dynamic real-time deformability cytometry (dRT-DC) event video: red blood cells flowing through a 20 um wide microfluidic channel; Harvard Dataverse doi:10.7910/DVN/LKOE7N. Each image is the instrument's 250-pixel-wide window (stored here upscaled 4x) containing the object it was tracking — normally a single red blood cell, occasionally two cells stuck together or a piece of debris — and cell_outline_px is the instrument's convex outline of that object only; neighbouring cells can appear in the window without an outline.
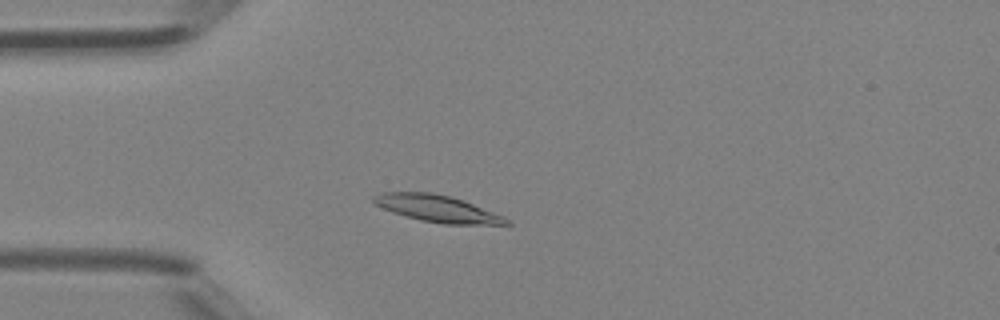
{"species": "Egyptian fruit bat (a non-hibernating species)", "species_latin": "Rousettus aegyptiacus", "temperature_condition": "room temperature", "stored_images_in_passage": 40, "camera_frame_rate_fps": 3000, "um_per_image_px": 0.085, "animal": {"sex": "female"}, "frame": {"image": 1, "passage_image": 5, "time_ms": 1.333, "image_size_px": [1000, 320], "cell_outline_px": [[512, 224], [444, 224], [420, 220], [404, 216], [392, 212], [376, 204], [372, 200], [372, 196], [380, 192], [432, 192], [464, 200], [504, 216], [512, 220]], "centroid_in_image_um": [37.18, 17.73], "position_along_channel_um": 47.8, "area_um2": 20.81}}
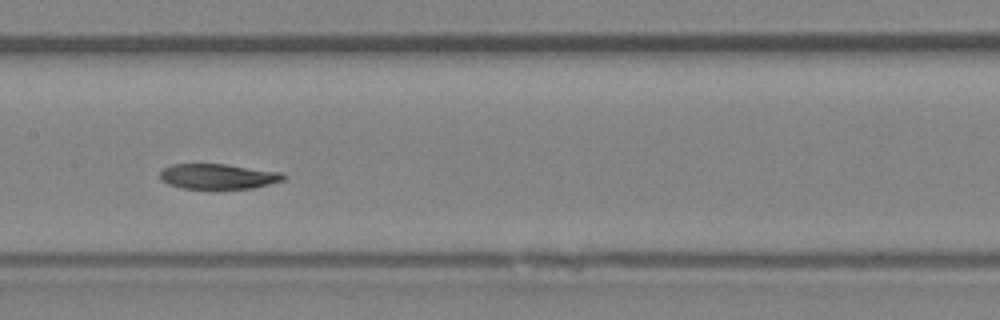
{"frame": {"image": 2, "passage_image": 16, "time_ms": 5.0, "image_size_px": [1000, 320], "cell_outline_px": [[288, 176], [284, 180], [252, 188], [180, 188], [168, 184], [160, 180], [160, 172], [164, 168], [172, 164], [224, 164], [280, 172]], "centroid_in_image_um": [18.51, 14.99], "position_along_channel_um": 188.9, "area_um2": 17.98}}
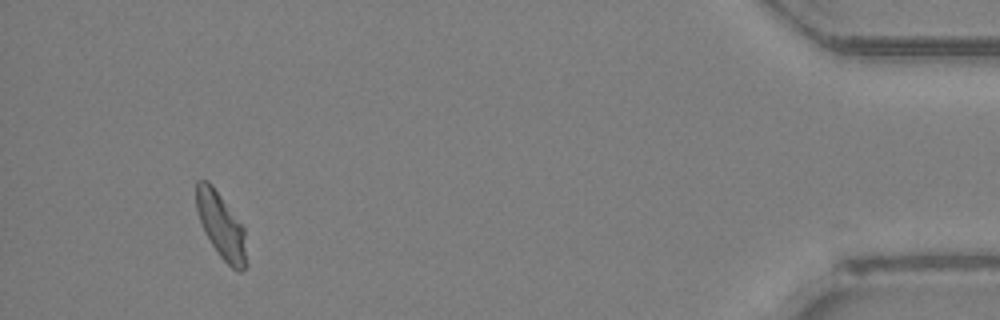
{"frame": {"image": 3, "passage_image": 37, "time_ms": 12.0, "image_size_px": [1000, 320], "cell_outline_px": [[248, 264], [240, 272], [236, 272], [220, 256], [204, 232], [196, 208], [196, 180], [208, 180], [212, 184], [244, 228]], "centroid_in_image_um": [18.81, 19.2], "position_along_channel_um": 416.4, "area_um2": 19.19}, "authors_computed_cell_mechanics": {"area_um2": 19.1896, "velocity_mm_per_s": 4.2534, "shape_relaxation_time_tau1_ms": null, "shape_relaxation_time_tau2_ms": 3.5424, "deformation_change_tau1": null, "deformation_change_tau2": 0.0783}}